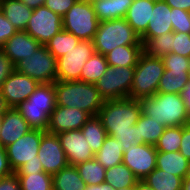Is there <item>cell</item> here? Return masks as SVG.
<instances>
[{"instance_id": "6da1fadb", "label": "cell", "mask_w": 190, "mask_h": 190, "mask_svg": "<svg viewBox=\"0 0 190 190\" xmlns=\"http://www.w3.org/2000/svg\"><path fill=\"white\" fill-rule=\"evenodd\" d=\"M142 113L166 127L190 123L187 104L181 94L160 93L139 100Z\"/></svg>"}, {"instance_id": "7a4b0ae2", "label": "cell", "mask_w": 190, "mask_h": 190, "mask_svg": "<svg viewBox=\"0 0 190 190\" xmlns=\"http://www.w3.org/2000/svg\"><path fill=\"white\" fill-rule=\"evenodd\" d=\"M56 105L77 108L87 112L91 117L97 116L104 100L95 84L82 81H56Z\"/></svg>"}, {"instance_id": "3957f363", "label": "cell", "mask_w": 190, "mask_h": 190, "mask_svg": "<svg viewBox=\"0 0 190 190\" xmlns=\"http://www.w3.org/2000/svg\"><path fill=\"white\" fill-rule=\"evenodd\" d=\"M55 107L56 92L54 84L41 83L29 98L17 107V110L32 129L47 131L50 115Z\"/></svg>"}, {"instance_id": "277c9868", "label": "cell", "mask_w": 190, "mask_h": 190, "mask_svg": "<svg viewBox=\"0 0 190 190\" xmlns=\"http://www.w3.org/2000/svg\"><path fill=\"white\" fill-rule=\"evenodd\" d=\"M142 114L139 100L132 98L104 101L97 117L101 120L107 135L125 132L136 125Z\"/></svg>"}, {"instance_id": "5b68a950", "label": "cell", "mask_w": 190, "mask_h": 190, "mask_svg": "<svg viewBox=\"0 0 190 190\" xmlns=\"http://www.w3.org/2000/svg\"><path fill=\"white\" fill-rule=\"evenodd\" d=\"M93 43L96 53L104 56L117 46L143 45L125 18L101 21Z\"/></svg>"}, {"instance_id": "8992f818", "label": "cell", "mask_w": 190, "mask_h": 190, "mask_svg": "<svg viewBox=\"0 0 190 190\" xmlns=\"http://www.w3.org/2000/svg\"><path fill=\"white\" fill-rule=\"evenodd\" d=\"M165 68L161 58L142 52L135 66L129 98L141 100L155 95Z\"/></svg>"}, {"instance_id": "52a82bcc", "label": "cell", "mask_w": 190, "mask_h": 190, "mask_svg": "<svg viewBox=\"0 0 190 190\" xmlns=\"http://www.w3.org/2000/svg\"><path fill=\"white\" fill-rule=\"evenodd\" d=\"M63 29L80 40L93 41L99 26L91 1L77 0L62 17Z\"/></svg>"}, {"instance_id": "ba28073f", "label": "cell", "mask_w": 190, "mask_h": 190, "mask_svg": "<svg viewBox=\"0 0 190 190\" xmlns=\"http://www.w3.org/2000/svg\"><path fill=\"white\" fill-rule=\"evenodd\" d=\"M15 70L41 83L57 81V59L41 45L36 52L15 65Z\"/></svg>"}, {"instance_id": "9c48e42d", "label": "cell", "mask_w": 190, "mask_h": 190, "mask_svg": "<svg viewBox=\"0 0 190 190\" xmlns=\"http://www.w3.org/2000/svg\"><path fill=\"white\" fill-rule=\"evenodd\" d=\"M135 67L108 66L105 74L96 82L104 101L129 98Z\"/></svg>"}, {"instance_id": "30bf717a", "label": "cell", "mask_w": 190, "mask_h": 190, "mask_svg": "<svg viewBox=\"0 0 190 190\" xmlns=\"http://www.w3.org/2000/svg\"><path fill=\"white\" fill-rule=\"evenodd\" d=\"M95 52L93 41L80 40L67 54L57 58V80L80 81L82 68Z\"/></svg>"}, {"instance_id": "8fae6325", "label": "cell", "mask_w": 190, "mask_h": 190, "mask_svg": "<svg viewBox=\"0 0 190 190\" xmlns=\"http://www.w3.org/2000/svg\"><path fill=\"white\" fill-rule=\"evenodd\" d=\"M62 29V17L47 7L40 6L33 9L25 31L41 45H45Z\"/></svg>"}, {"instance_id": "7c38bea8", "label": "cell", "mask_w": 190, "mask_h": 190, "mask_svg": "<svg viewBox=\"0 0 190 190\" xmlns=\"http://www.w3.org/2000/svg\"><path fill=\"white\" fill-rule=\"evenodd\" d=\"M46 131L31 129L14 143L5 147L9 165L15 173L27 161L38 160L42 135Z\"/></svg>"}, {"instance_id": "4fadbf2b", "label": "cell", "mask_w": 190, "mask_h": 190, "mask_svg": "<svg viewBox=\"0 0 190 190\" xmlns=\"http://www.w3.org/2000/svg\"><path fill=\"white\" fill-rule=\"evenodd\" d=\"M157 150L149 144H132L123 153V163L138 180H143L156 168Z\"/></svg>"}, {"instance_id": "5bb4252c", "label": "cell", "mask_w": 190, "mask_h": 190, "mask_svg": "<svg viewBox=\"0 0 190 190\" xmlns=\"http://www.w3.org/2000/svg\"><path fill=\"white\" fill-rule=\"evenodd\" d=\"M40 83L16 70L4 81L1 94L9 108L25 102Z\"/></svg>"}, {"instance_id": "9a60e30c", "label": "cell", "mask_w": 190, "mask_h": 190, "mask_svg": "<svg viewBox=\"0 0 190 190\" xmlns=\"http://www.w3.org/2000/svg\"><path fill=\"white\" fill-rule=\"evenodd\" d=\"M37 155L44 172L51 175L58 173L69 165L57 134H51L46 131L42 135Z\"/></svg>"}, {"instance_id": "2e32d148", "label": "cell", "mask_w": 190, "mask_h": 190, "mask_svg": "<svg viewBox=\"0 0 190 190\" xmlns=\"http://www.w3.org/2000/svg\"><path fill=\"white\" fill-rule=\"evenodd\" d=\"M57 136L69 165L76 166L94 158L95 154L83 136L81 129L61 132Z\"/></svg>"}, {"instance_id": "e0dca14e", "label": "cell", "mask_w": 190, "mask_h": 190, "mask_svg": "<svg viewBox=\"0 0 190 190\" xmlns=\"http://www.w3.org/2000/svg\"><path fill=\"white\" fill-rule=\"evenodd\" d=\"M91 116L77 108L57 106L50 115L48 133L59 134L70 130H79Z\"/></svg>"}, {"instance_id": "ac0fdd59", "label": "cell", "mask_w": 190, "mask_h": 190, "mask_svg": "<svg viewBox=\"0 0 190 190\" xmlns=\"http://www.w3.org/2000/svg\"><path fill=\"white\" fill-rule=\"evenodd\" d=\"M41 44L26 31H17L0 48L14 65L36 52Z\"/></svg>"}, {"instance_id": "d6986e66", "label": "cell", "mask_w": 190, "mask_h": 190, "mask_svg": "<svg viewBox=\"0 0 190 190\" xmlns=\"http://www.w3.org/2000/svg\"><path fill=\"white\" fill-rule=\"evenodd\" d=\"M171 7L164 0H156L146 32L140 37L142 44L148 39L173 32Z\"/></svg>"}, {"instance_id": "ffe728a7", "label": "cell", "mask_w": 190, "mask_h": 190, "mask_svg": "<svg viewBox=\"0 0 190 190\" xmlns=\"http://www.w3.org/2000/svg\"><path fill=\"white\" fill-rule=\"evenodd\" d=\"M31 129L17 108H9L2 118L0 145L5 148L9 144L17 141Z\"/></svg>"}, {"instance_id": "44dd1931", "label": "cell", "mask_w": 190, "mask_h": 190, "mask_svg": "<svg viewBox=\"0 0 190 190\" xmlns=\"http://www.w3.org/2000/svg\"><path fill=\"white\" fill-rule=\"evenodd\" d=\"M156 0H133L125 20L141 37L147 29Z\"/></svg>"}, {"instance_id": "7402d4cb", "label": "cell", "mask_w": 190, "mask_h": 190, "mask_svg": "<svg viewBox=\"0 0 190 190\" xmlns=\"http://www.w3.org/2000/svg\"><path fill=\"white\" fill-rule=\"evenodd\" d=\"M0 10L18 31H25L33 13L21 0H0Z\"/></svg>"}, {"instance_id": "603a6c76", "label": "cell", "mask_w": 190, "mask_h": 190, "mask_svg": "<svg viewBox=\"0 0 190 190\" xmlns=\"http://www.w3.org/2000/svg\"><path fill=\"white\" fill-rule=\"evenodd\" d=\"M95 14L99 21L125 18L133 0H92Z\"/></svg>"}, {"instance_id": "cb8c5ba5", "label": "cell", "mask_w": 190, "mask_h": 190, "mask_svg": "<svg viewBox=\"0 0 190 190\" xmlns=\"http://www.w3.org/2000/svg\"><path fill=\"white\" fill-rule=\"evenodd\" d=\"M123 153L122 143L115 137L107 135L94 159L108 169L123 162Z\"/></svg>"}, {"instance_id": "d4e9b609", "label": "cell", "mask_w": 190, "mask_h": 190, "mask_svg": "<svg viewBox=\"0 0 190 190\" xmlns=\"http://www.w3.org/2000/svg\"><path fill=\"white\" fill-rule=\"evenodd\" d=\"M188 163L189 160H187L179 151H157L156 168L164 170L175 176L185 179L187 174Z\"/></svg>"}, {"instance_id": "484cf974", "label": "cell", "mask_w": 190, "mask_h": 190, "mask_svg": "<svg viewBox=\"0 0 190 190\" xmlns=\"http://www.w3.org/2000/svg\"><path fill=\"white\" fill-rule=\"evenodd\" d=\"M142 52L143 45L117 46L105 56L109 66L135 67Z\"/></svg>"}, {"instance_id": "4316f807", "label": "cell", "mask_w": 190, "mask_h": 190, "mask_svg": "<svg viewBox=\"0 0 190 190\" xmlns=\"http://www.w3.org/2000/svg\"><path fill=\"white\" fill-rule=\"evenodd\" d=\"M53 190H85L86 183L75 166L68 165L52 175Z\"/></svg>"}, {"instance_id": "83f0119b", "label": "cell", "mask_w": 190, "mask_h": 190, "mask_svg": "<svg viewBox=\"0 0 190 190\" xmlns=\"http://www.w3.org/2000/svg\"><path fill=\"white\" fill-rule=\"evenodd\" d=\"M143 181L154 190H182L184 179L155 168Z\"/></svg>"}, {"instance_id": "f1b7e54d", "label": "cell", "mask_w": 190, "mask_h": 190, "mask_svg": "<svg viewBox=\"0 0 190 190\" xmlns=\"http://www.w3.org/2000/svg\"><path fill=\"white\" fill-rule=\"evenodd\" d=\"M188 84V71L165 70L159 81L157 92L182 94Z\"/></svg>"}, {"instance_id": "f546056e", "label": "cell", "mask_w": 190, "mask_h": 190, "mask_svg": "<svg viewBox=\"0 0 190 190\" xmlns=\"http://www.w3.org/2000/svg\"><path fill=\"white\" fill-rule=\"evenodd\" d=\"M137 181L133 172L123 162L106 169L105 182L115 189L133 187Z\"/></svg>"}, {"instance_id": "4dcf8cb0", "label": "cell", "mask_w": 190, "mask_h": 190, "mask_svg": "<svg viewBox=\"0 0 190 190\" xmlns=\"http://www.w3.org/2000/svg\"><path fill=\"white\" fill-rule=\"evenodd\" d=\"M136 126H138L139 139H143L145 144L153 146L157 144L160 136L166 129V126L143 113L140 115Z\"/></svg>"}, {"instance_id": "1f68e13d", "label": "cell", "mask_w": 190, "mask_h": 190, "mask_svg": "<svg viewBox=\"0 0 190 190\" xmlns=\"http://www.w3.org/2000/svg\"><path fill=\"white\" fill-rule=\"evenodd\" d=\"M81 131L85 139L88 141L91 150L94 154L97 153L103 145L105 137L107 136L101 120L97 116L90 117L82 126Z\"/></svg>"}, {"instance_id": "d6a6232c", "label": "cell", "mask_w": 190, "mask_h": 190, "mask_svg": "<svg viewBox=\"0 0 190 190\" xmlns=\"http://www.w3.org/2000/svg\"><path fill=\"white\" fill-rule=\"evenodd\" d=\"M80 39L64 29L55 34L46 44L47 50L57 59L68 53Z\"/></svg>"}, {"instance_id": "836d02e7", "label": "cell", "mask_w": 190, "mask_h": 190, "mask_svg": "<svg viewBox=\"0 0 190 190\" xmlns=\"http://www.w3.org/2000/svg\"><path fill=\"white\" fill-rule=\"evenodd\" d=\"M108 66L106 56L95 52L82 68L80 81L96 84L105 74Z\"/></svg>"}, {"instance_id": "e575fe53", "label": "cell", "mask_w": 190, "mask_h": 190, "mask_svg": "<svg viewBox=\"0 0 190 190\" xmlns=\"http://www.w3.org/2000/svg\"><path fill=\"white\" fill-rule=\"evenodd\" d=\"M75 167L86 185H96L105 182L106 169L94 158L79 163Z\"/></svg>"}, {"instance_id": "d590c367", "label": "cell", "mask_w": 190, "mask_h": 190, "mask_svg": "<svg viewBox=\"0 0 190 190\" xmlns=\"http://www.w3.org/2000/svg\"><path fill=\"white\" fill-rule=\"evenodd\" d=\"M172 32L148 39L143 44V52L151 57L162 58L172 53Z\"/></svg>"}, {"instance_id": "8d00e7d4", "label": "cell", "mask_w": 190, "mask_h": 190, "mask_svg": "<svg viewBox=\"0 0 190 190\" xmlns=\"http://www.w3.org/2000/svg\"><path fill=\"white\" fill-rule=\"evenodd\" d=\"M21 190H53L52 175L46 172L16 174Z\"/></svg>"}, {"instance_id": "74e56055", "label": "cell", "mask_w": 190, "mask_h": 190, "mask_svg": "<svg viewBox=\"0 0 190 190\" xmlns=\"http://www.w3.org/2000/svg\"><path fill=\"white\" fill-rule=\"evenodd\" d=\"M182 126L166 127L155 148L160 152H177L180 149Z\"/></svg>"}, {"instance_id": "f35d334b", "label": "cell", "mask_w": 190, "mask_h": 190, "mask_svg": "<svg viewBox=\"0 0 190 190\" xmlns=\"http://www.w3.org/2000/svg\"><path fill=\"white\" fill-rule=\"evenodd\" d=\"M171 11L173 32L190 34V12L179 8H171Z\"/></svg>"}, {"instance_id": "ab89813d", "label": "cell", "mask_w": 190, "mask_h": 190, "mask_svg": "<svg viewBox=\"0 0 190 190\" xmlns=\"http://www.w3.org/2000/svg\"><path fill=\"white\" fill-rule=\"evenodd\" d=\"M172 53L190 58V34L172 32Z\"/></svg>"}, {"instance_id": "60d3db41", "label": "cell", "mask_w": 190, "mask_h": 190, "mask_svg": "<svg viewBox=\"0 0 190 190\" xmlns=\"http://www.w3.org/2000/svg\"><path fill=\"white\" fill-rule=\"evenodd\" d=\"M110 136L115 137L122 143L123 152L127 150L132 144H144L143 139H139L138 126H130L129 131L113 132Z\"/></svg>"}, {"instance_id": "b9f144b4", "label": "cell", "mask_w": 190, "mask_h": 190, "mask_svg": "<svg viewBox=\"0 0 190 190\" xmlns=\"http://www.w3.org/2000/svg\"><path fill=\"white\" fill-rule=\"evenodd\" d=\"M165 70L189 71L190 58L175 53H169L161 58Z\"/></svg>"}, {"instance_id": "7bdbcfd3", "label": "cell", "mask_w": 190, "mask_h": 190, "mask_svg": "<svg viewBox=\"0 0 190 190\" xmlns=\"http://www.w3.org/2000/svg\"><path fill=\"white\" fill-rule=\"evenodd\" d=\"M77 0H46L44 6L63 17Z\"/></svg>"}, {"instance_id": "ee69618b", "label": "cell", "mask_w": 190, "mask_h": 190, "mask_svg": "<svg viewBox=\"0 0 190 190\" xmlns=\"http://www.w3.org/2000/svg\"><path fill=\"white\" fill-rule=\"evenodd\" d=\"M17 31L18 30L12 25V23L4 16L3 12L0 10V48Z\"/></svg>"}, {"instance_id": "f6af8a7d", "label": "cell", "mask_w": 190, "mask_h": 190, "mask_svg": "<svg viewBox=\"0 0 190 190\" xmlns=\"http://www.w3.org/2000/svg\"><path fill=\"white\" fill-rule=\"evenodd\" d=\"M15 71V65L0 49V90L4 81Z\"/></svg>"}, {"instance_id": "bcb514c9", "label": "cell", "mask_w": 190, "mask_h": 190, "mask_svg": "<svg viewBox=\"0 0 190 190\" xmlns=\"http://www.w3.org/2000/svg\"><path fill=\"white\" fill-rule=\"evenodd\" d=\"M179 152L190 161V123L182 126V138Z\"/></svg>"}, {"instance_id": "7dc6e473", "label": "cell", "mask_w": 190, "mask_h": 190, "mask_svg": "<svg viewBox=\"0 0 190 190\" xmlns=\"http://www.w3.org/2000/svg\"><path fill=\"white\" fill-rule=\"evenodd\" d=\"M0 190H21L20 180L16 173L0 178Z\"/></svg>"}, {"instance_id": "c3c4849f", "label": "cell", "mask_w": 190, "mask_h": 190, "mask_svg": "<svg viewBox=\"0 0 190 190\" xmlns=\"http://www.w3.org/2000/svg\"><path fill=\"white\" fill-rule=\"evenodd\" d=\"M39 172H44V170L38 156V160L27 161L15 173L30 174V173H39Z\"/></svg>"}, {"instance_id": "681fc988", "label": "cell", "mask_w": 190, "mask_h": 190, "mask_svg": "<svg viewBox=\"0 0 190 190\" xmlns=\"http://www.w3.org/2000/svg\"><path fill=\"white\" fill-rule=\"evenodd\" d=\"M14 173L11 169L6 149L0 145V178Z\"/></svg>"}, {"instance_id": "f907efd6", "label": "cell", "mask_w": 190, "mask_h": 190, "mask_svg": "<svg viewBox=\"0 0 190 190\" xmlns=\"http://www.w3.org/2000/svg\"><path fill=\"white\" fill-rule=\"evenodd\" d=\"M171 8H179L190 12V0H164Z\"/></svg>"}, {"instance_id": "816d5d0a", "label": "cell", "mask_w": 190, "mask_h": 190, "mask_svg": "<svg viewBox=\"0 0 190 190\" xmlns=\"http://www.w3.org/2000/svg\"><path fill=\"white\" fill-rule=\"evenodd\" d=\"M28 8L36 9L44 6L46 0H21Z\"/></svg>"}, {"instance_id": "f5cc1de1", "label": "cell", "mask_w": 190, "mask_h": 190, "mask_svg": "<svg viewBox=\"0 0 190 190\" xmlns=\"http://www.w3.org/2000/svg\"><path fill=\"white\" fill-rule=\"evenodd\" d=\"M112 186L108 183L104 182L102 184H96V185H86L85 190H109Z\"/></svg>"}, {"instance_id": "db71d44e", "label": "cell", "mask_w": 190, "mask_h": 190, "mask_svg": "<svg viewBox=\"0 0 190 190\" xmlns=\"http://www.w3.org/2000/svg\"><path fill=\"white\" fill-rule=\"evenodd\" d=\"M181 95L187 104V109L190 114V84H188V86L183 90Z\"/></svg>"}, {"instance_id": "11a10c76", "label": "cell", "mask_w": 190, "mask_h": 190, "mask_svg": "<svg viewBox=\"0 0 190 190\" xmlns=\"http://www.w3.org/2000/svg\"><path fill=\"white\" fill-rule=\"evenodd\" d=\"M135 190H154V189L152 187H150L143 180H138L136 185H135Z\"/></svg>"}, {"instance_id": "9f6ffc18", "label": "cell", "mask_w": 190, "mask_h": 190, "mask_svg": "<svg viewBox=\"0 0 190 190\" xmlns=\"http://www.w3.org/2000/svg\"><path fill=\"white\" fill-rule=\"evenodd\" d=\"M9 109L8 105L3 98L1 91H0V115H4L6 111Z\"/></svg>"}, {"instance_id": "6f0895ef", "label": "cell", "mask_w": 190, "mask_h": 190, "mask_svg": "<svg viewBox=\"0 0 190 190\" xmlns=\"http://www.w3.org/2000/svg\"><path fill=\"white\" fill-rule=\"evenodd\" d=\"M182 190H190V181H183Z\"/></svg>"}, {"instance_id": "680465c9", "label": "cell", "mask_w": 190, "mask_h": 190, "mask_svg": "<svg viewBox=\"0 0 190 190\" xmlns=\"http://www.w3.org/2000/svg\"><path fill=\"white\" fill-rule=\"evenodd\" d=\"M184 181H190V161L188 163L187 174Z\"/></svg>"}, {"instance_id": "91938a15", "label": "cell", "mask_w": 190, "mask_h": 190, "mask_svg": "<svg viewBox=\"0 0 190 190\" xmlns=\"http://www.w3.org/2000/svg\"><path fill=\"white\" fill-rule=\"evenodd\" d=\"M109 190H135V186H133V187H127V188H118V189H115V188L112 187Z\"/></svg>"}, {"instance_id": "94428289", "label": "cell", "mask_w": 190, "mask_h": 190, "mask_svg": "<svg viewBox=\"0 0 190 190\" xmlns=\"http://www.w3.org/2000/svg\"><path fill=\"white\" fill-rule=\"evenodd\" d=\"M2 118H3V115H0V129H1V125H2Z\"/></svg>"}, {"instance_id": "6125c7cd", "label": "cell", "mask_w": 190, "mask_h": 190, "mask_svg": "<svg viewBox=\"0 0 190 190\" xmlns=\"http://www.w3.org/2000/svg\"><path fill=\"white\" fill-rule=\"evenodd\" d=\"M188 78H189V84H190V69L188 71Z\"/></svg>"}]
</instances>
